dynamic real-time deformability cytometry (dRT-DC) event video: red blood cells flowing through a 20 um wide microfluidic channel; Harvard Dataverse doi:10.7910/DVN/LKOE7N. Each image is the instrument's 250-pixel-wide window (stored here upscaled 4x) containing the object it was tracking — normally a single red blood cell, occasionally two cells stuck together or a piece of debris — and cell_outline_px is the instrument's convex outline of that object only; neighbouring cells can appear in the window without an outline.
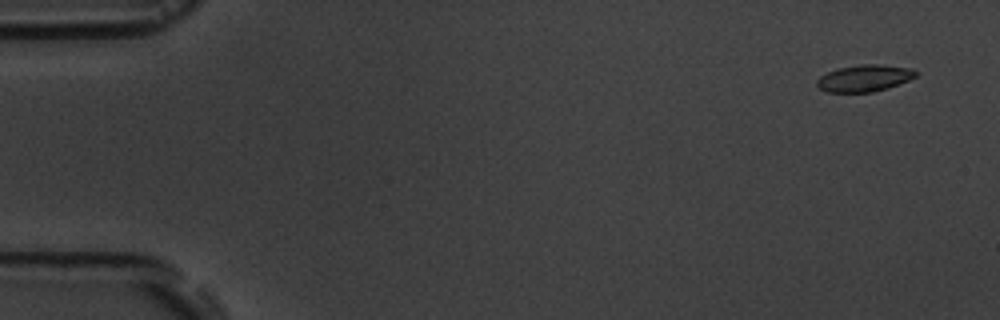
{"species": "common noctule bat (a hibernating species)", "species_latin": "Nyctalus noctula", "temperature_condition": "room temperature", "stored_images_in_passage": 5, "camera_frame_rate_fps": 3000, "um_per_image_px": 0.085, "animal": {"sex": "male", "body_mass_g": 19.5, "forearm_length_mm": 54.6}, "frame": {"image": 1, "passage_image": 1, "time_ms": 0.0, "image_size_px": [1000, 320], "cell_outline_px": [[920, 72], [916, 76], [908, 80], [888, 88], [872, 92], [828, 92], [820, 88], [816, 84], [816, 80], [820, 76], [836, 68], [860, 64], [880, 64], [912, 68]], "centroid_in_image_um": [73.49, 6.63], "position_along_channel_um": 11.5, "area_um2": 15.55}}
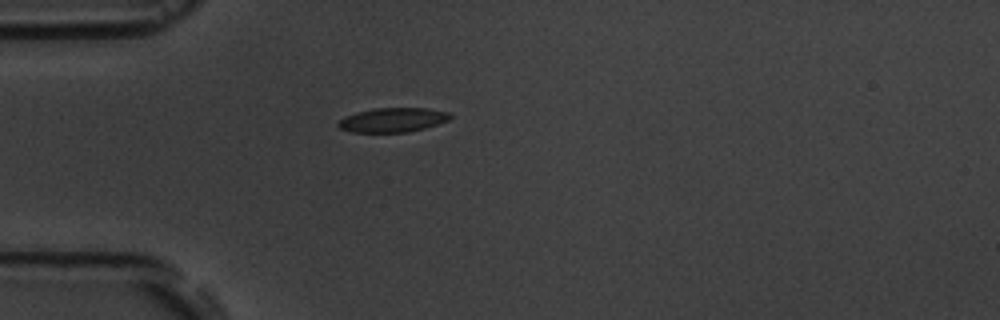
{"frame": {"image": 2, "passage_image": 5, "time_ms": 4.333, "image_size_px": [1000, 320], "cell_outline_px": [[452, 116], [448, 120], [424, 128], [408, 132], [352, 132], [340, 128], [336, 124], [344, 116], [356, 112], [372, 108], [428, 108], [448, 112]], "centroid_in_image_um": [33.35, 10.19], "position_along_channel_um": 51.6, "area_um2": 15.84}}